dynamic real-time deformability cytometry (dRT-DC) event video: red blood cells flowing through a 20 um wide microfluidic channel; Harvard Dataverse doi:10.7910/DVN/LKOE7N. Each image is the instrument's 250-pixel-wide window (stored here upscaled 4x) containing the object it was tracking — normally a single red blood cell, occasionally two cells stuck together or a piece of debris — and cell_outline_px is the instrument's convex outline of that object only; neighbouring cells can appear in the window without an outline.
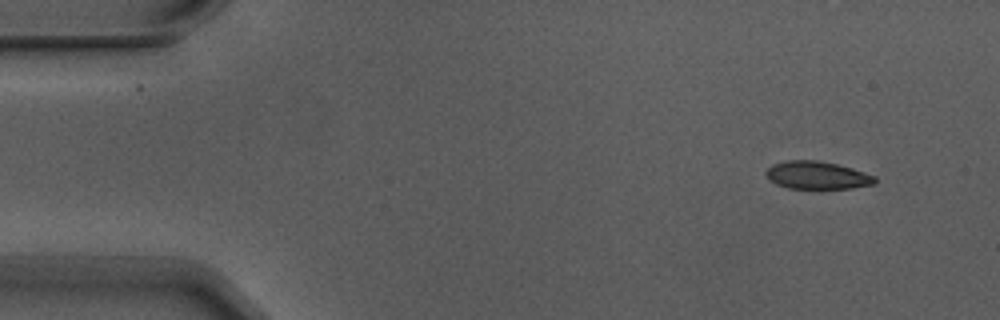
{"species": "Egyptian fruit bat (a non-hibernating species)", "species_latin": "Rousettus aegyptiacus", "temperature_condition": "warm", "stored_images_in_passage": 7, "camera_frame_rate_fps": 3000, "um_per_image_px": 0.085, "animal": {"sex": "male"}, "frame": {"image": 1, "passage_image": 1, "time_ms": 0.0, "image_size_px": [1000, 320], "cell_outline_px": [[876, 184], [852, 188], [788, 188], [776, 184], [768, 180], [764, 172], [772, 164], [788, 160], [816, 160], [836, 164], [852, 168], [876, 176]], "centroid_in_image_um": [69.44, 14.89], "position_along_channel_um": 15.6, "area_um2": 17.69}}
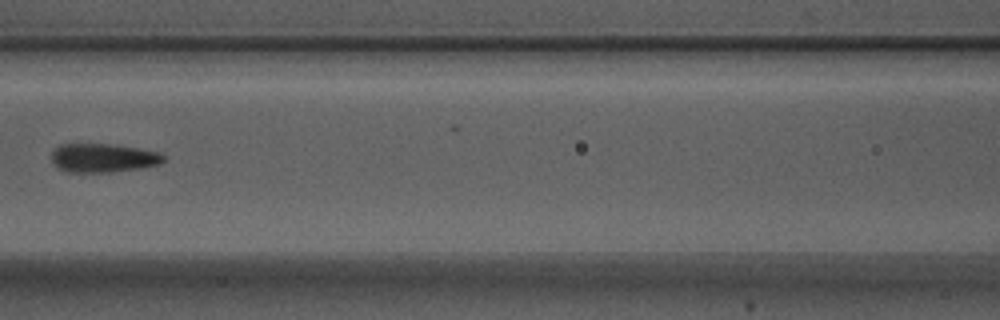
{"frame": {"image": 2, "passage_image": 6, "time_ms": 1.667, "image_size_px": [1000, 320], "cell_outline_px": [[168, 160], [160, 164], [144, 168], [112, 172], [64, 172], [56, 168], [52, 164], [52, 152], [60, 144], [108, 144], [136, 148], [160, 152]], "centroid_in_image_um": [8.78, 13.44], "position_along_channel_um": 157.8, "area_um2": 19.07}}
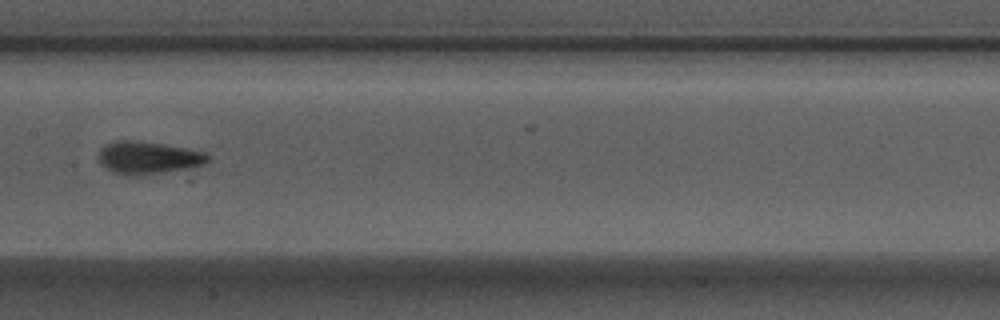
{"frame": {"image": 3, "passage_image": 7, "time_ms": 2.0, "image_size_px": [1000, 320], "cell_outline_px": [[208, 160], [204, 164], [164, 172], [112, 172], [104, 168], [100, 160], [100, 148], [104, 144], [112, 140], [136, 140], [164, 144], [204, 152], [208, 156]], "centroid_in_image_um": [12.56, 13.34], "position_along_channel_um": 194.8, "area_um2": 19.77}}